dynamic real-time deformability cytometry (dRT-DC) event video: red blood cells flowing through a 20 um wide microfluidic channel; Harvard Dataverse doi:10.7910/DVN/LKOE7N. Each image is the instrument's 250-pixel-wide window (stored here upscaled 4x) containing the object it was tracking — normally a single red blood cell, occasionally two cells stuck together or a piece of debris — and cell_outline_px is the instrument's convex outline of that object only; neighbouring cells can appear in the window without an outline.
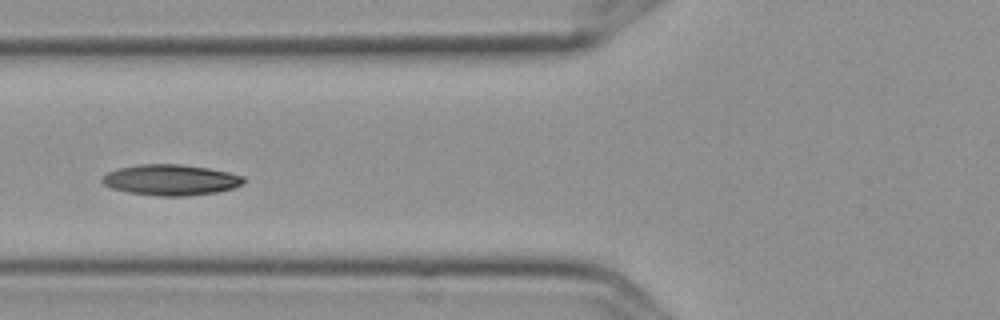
{"species": "Egyptian fruit bat (a non-hibernating species)", "species_latin": "Rousettus aegyptiacus", "temperature_condition": "cold", "stored_images_in_passage": 14, "camera_frame_rate_fps": 3000, "um_per_image_px": 0.085, "frame": {"image": 1, "passage_image": 4, "time_ms": 1.0, "image_size_px": [1000, 320], "cell_outline_px": [[248, 180], [244, 184], [232, 188], [216, 192], [184, 196], [156, 196], [128, 192], [112, 188], [104, 184], [100, 180], [100, 176], [108, 172], [120, 168], [140, 164], [180, 164], [208, 168], [228, 172], [244, 176]], "centroid_in_image_um": [14.53, 15.29], "position_along_channel_um": 111.3, "area_um2": 25.49}}
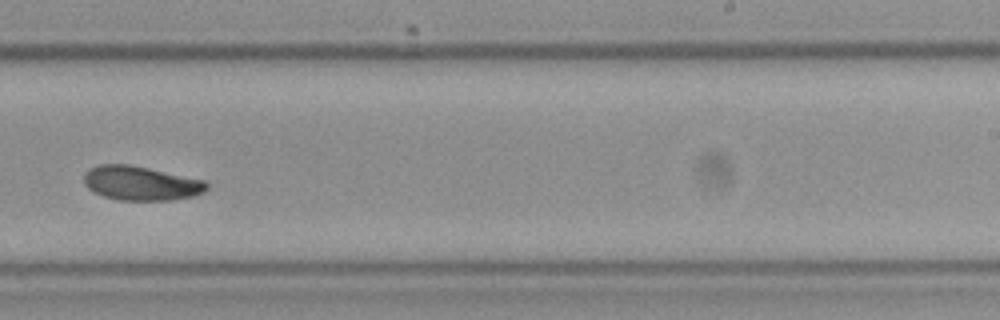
{"frame": {"image": 2, "passage_image": 8, "time_ms": 2.333, "image_size_px": [1000, 320], "cell_outline_px": [[208, 188], [204, 192], [192, 196], [172, 200], [116, 200], [92, 192], [84, 184], [84, 172], [100, 164], [128, 164], [204, 180], [208, 184]], "centroid_in_image_um": [11.95, 15.58], "position_along_channel_um": 277.1, "area_um2": 24.39}}
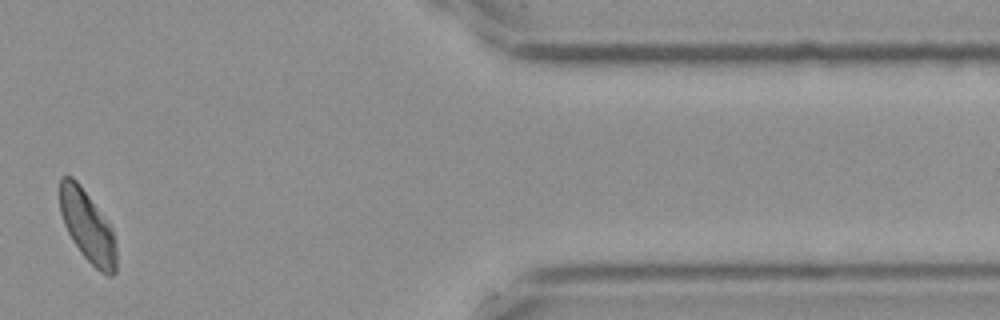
{"frame": {"image": 3, "passage_image": 12, "time_ms": 3.667, "image_size_px": [1000, 320], "cell_outline_px": [[116, 272], [112, 276], [108, 276], [100, 272], [80, 252], [72, 240], [64, 224], [60, 212], [60, 176], [72, 176], [80, 184], [112, 228], [116, 244]], "centroid_in_image_um": [7.44, 19.25], "position_along_channel_um": 404.0, "area_um2": 23.41}}